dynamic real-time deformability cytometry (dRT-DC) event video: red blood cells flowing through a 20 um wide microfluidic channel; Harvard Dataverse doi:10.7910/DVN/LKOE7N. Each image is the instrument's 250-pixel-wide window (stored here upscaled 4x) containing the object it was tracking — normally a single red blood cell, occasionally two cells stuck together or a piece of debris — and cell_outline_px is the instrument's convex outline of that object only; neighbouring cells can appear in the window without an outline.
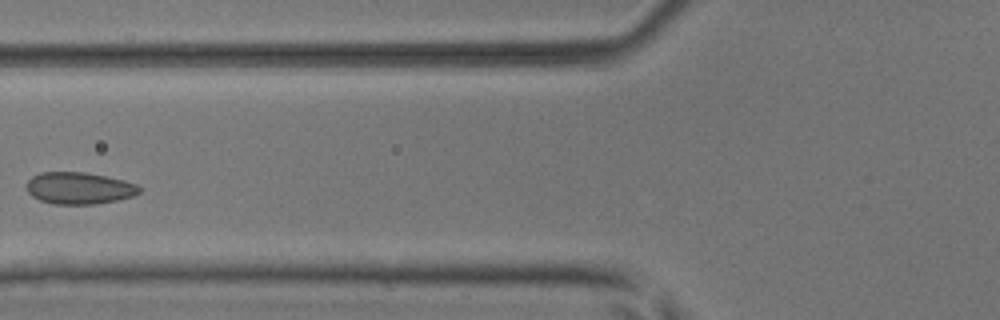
{"species": "common noctule bat (a hibernating species)", "species_latin": "Nyctalus noctula", "temperature_condition": "room temperature", "stored_images_in_passage": 6, "camera_frame_rate_fps": 3000, "um_per_image_px": 0.085, "animal": {"sex": "male", "body_mass_g": 17.9, "forearm_length_mm": 54.2}, "frame": {"image": 1, "passage_image": 5, "time_ms": 1.333, "image_size_px": [1000, 320], "cell_outline_px": [[140, 192], [132, 196], [116, 200], [96, 204], [52, 204], [40, 200], [32, 196], [28, 192], [28, 180], [32, 176], [40, 172], [84, 172], [124, 180], [136, 184], [140, 188]], "centroid_in_image_um": [6.71, 15.99], "position_along_channel_um": 119.1, "area_um2": 20.81}}
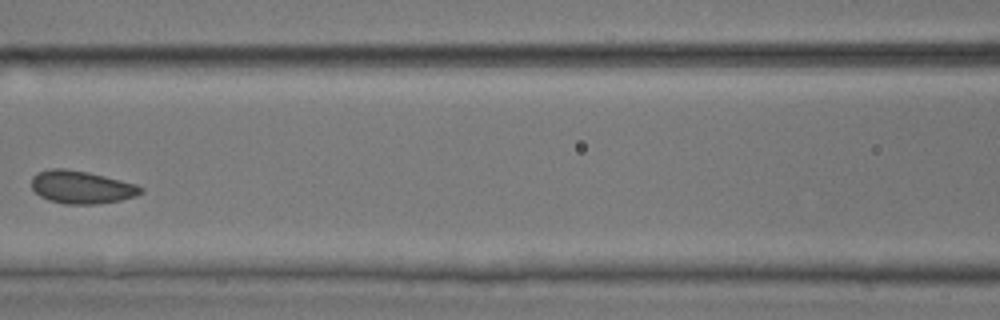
{"frame": {"image": 2, "passage_image": 6, "time_ms": 1.667, "image_size_px": [1000, 320], "cell_outline_px": [[144, 192], [136, 196], [120, 200], [96, 204], [64, 204], [48, 200], [40, 196], [32, 188], [32, 176], [36, 172], [52, 168], [64, 168], [88, 172], [136, 184], [144, 188]], "centroid_in_image_um": [6.92, 15.91], "position_along_channel_um": 159.7, "area_um2": 20.98}}